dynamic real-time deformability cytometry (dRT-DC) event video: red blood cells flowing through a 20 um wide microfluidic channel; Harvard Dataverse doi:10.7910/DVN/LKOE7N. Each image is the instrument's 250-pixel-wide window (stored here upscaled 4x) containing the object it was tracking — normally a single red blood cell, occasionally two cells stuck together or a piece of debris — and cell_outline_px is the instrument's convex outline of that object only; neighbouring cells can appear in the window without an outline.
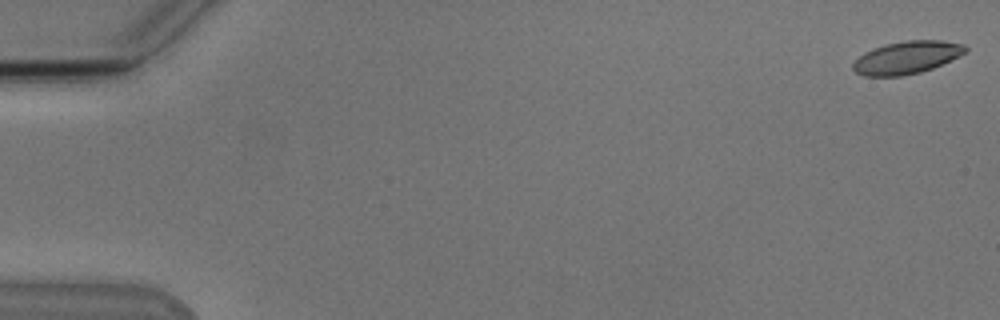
{"species": "Egyptian fruit bat (a non-hibernating species)", "species_latin": "Rousettus aegyptiacus", "temperature_condition": "cold", "stored_images_in_passage": 54, "camera_frame_rate_fps": 3000, "um_per_image_px": 0.085, "animal": {"sex": "male"}, "frame": {"image": 1, "passage_image": 1, "time_ms": 0.0, "image_size_px": [1000, 320], "cell_outline_px": [[968, 48], [964, 52], [932, 68], [920, 72], [900, 76], [864, 76], [856, 72], [852, 68], [852, 64], [864, 52], [872, 48], [884, 44], [908, 40], [940, 40], [964, 44]], "centroid_in_image_um": [77.02, 4.88], "position_along_channel_um": 8.0, "area_um2": 21.1}}
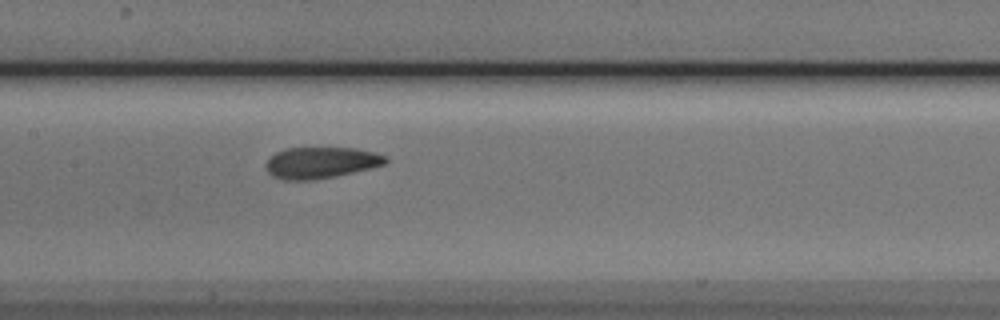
{"frame": {"image": 2, "passage_image": 27, "time_ms": 8.667, "image_size_px": [1000, 320], "cell_outline_px": [[388, 160], [384, 164], [336, 176], [312, 180], [284, 180], [272, 176], [268, 172], [264, 164], [276, 152], [288, 148], [356, 148], [376, 152], [388, 156]], "centroid_in_image_um": [27.27, 13.82], "position_along_channel_um": 180.1, "area_um2": 21.79}}
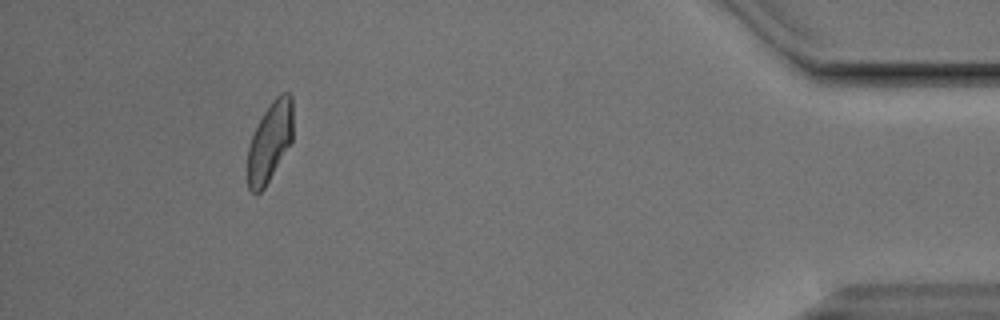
{"frame": {"image": 3, "passage_image": 50, "time_ms": 16.333, "image_size_px": [1000, 320], "cell_outline_px": [[292, 140], [264, 188], [256, 196], [248, 188], [248, 148], [252, 136], [264, 112], [272, 100], [276, 96], [284, 92], [288, 92], [292, 96]], "centroid_in_image_um": [22.93, 12.05], "position_along_channel_um": 412.3, "area_um2": 20.75}, "authors_computed_cell_mechanics": {"area_um2": 21.8773, "velocity_mm_per_s": 3.8071, "shape_relaxation_time_tau1_ms": 4.8642, "shape_relaxation_time_tau2_ms": 1.1718, "deformation_change_tau1": 0.1484, "deformation_change_tau2": 0.0674}}